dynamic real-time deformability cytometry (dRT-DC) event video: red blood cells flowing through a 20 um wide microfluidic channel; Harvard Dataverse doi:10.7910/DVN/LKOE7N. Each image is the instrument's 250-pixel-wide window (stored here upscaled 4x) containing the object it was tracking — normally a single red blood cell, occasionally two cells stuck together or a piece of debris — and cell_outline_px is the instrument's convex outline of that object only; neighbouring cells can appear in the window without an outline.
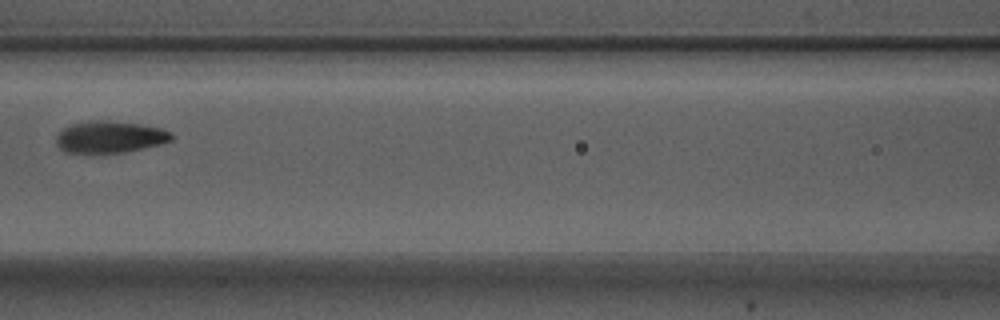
{"species": "Egyptian fruit bat (a non-hibernating species)", "species_latin": "Rousettus aegyptiacus", "temperature_condition": "warm", "stored_images_in_passage": 5, "camera_frame_rate_fps": 3000, "um_per_image_px": 0.085, "animal": {"sex": "male"}, "frame": {"image": 1, "passage_image": 5, "time_ms": 1.333, "image_size_px": [1000, 320], "cell_outline_px": [[176, 136], [172, 140], [160, 144], [124, 152], [88, 156], [64, 152], [56, 144], [56, 136], [60, 128], [72, 124], [88, 120], [104, 120], [140, 124], [160, 128], [172, 132]], "centroid_in_image_um": [9.26, 11.68], "position_along_channel_um": 157.3, "area_um2": 22.31}}